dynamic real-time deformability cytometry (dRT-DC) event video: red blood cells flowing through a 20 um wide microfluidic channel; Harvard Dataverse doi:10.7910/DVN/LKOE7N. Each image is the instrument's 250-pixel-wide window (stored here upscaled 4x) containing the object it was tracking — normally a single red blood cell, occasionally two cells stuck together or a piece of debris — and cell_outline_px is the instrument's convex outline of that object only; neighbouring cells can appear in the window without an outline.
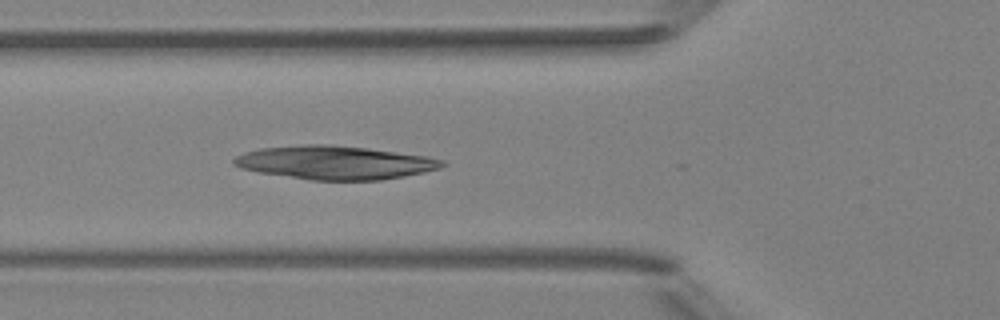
{"species": "Egyptian fruit bat (a non-hibernating species)", "species_latin": "Rousettus aegyptiacus", "temperature_condition": "room temperature", "stored_images_in_passage": 4, "camera_frame_rate_fps": 3000, "um_per_image_px": 0.085, "animal": {"sex": "female"}, "frame": {"image": 1, "passage_image": 4, "time_ms": 3.333, "image_size_px": [1000, 320], "cell_outline_px": [[448, 164], [440, 168], [424, 172], [404, 176], [380, 180], [312, 180], [260, 172], [240, 168], [232, 164], [232, 160], [236, 156], [244, 152], [260, 148], [300, 144], [324, 144], [368, 148], [428, 156], [444, 160]], "centroid_in_image_um": [28.48, 13.81], "position_along_channel_um": 97.3, "area_um2": 40.75}}